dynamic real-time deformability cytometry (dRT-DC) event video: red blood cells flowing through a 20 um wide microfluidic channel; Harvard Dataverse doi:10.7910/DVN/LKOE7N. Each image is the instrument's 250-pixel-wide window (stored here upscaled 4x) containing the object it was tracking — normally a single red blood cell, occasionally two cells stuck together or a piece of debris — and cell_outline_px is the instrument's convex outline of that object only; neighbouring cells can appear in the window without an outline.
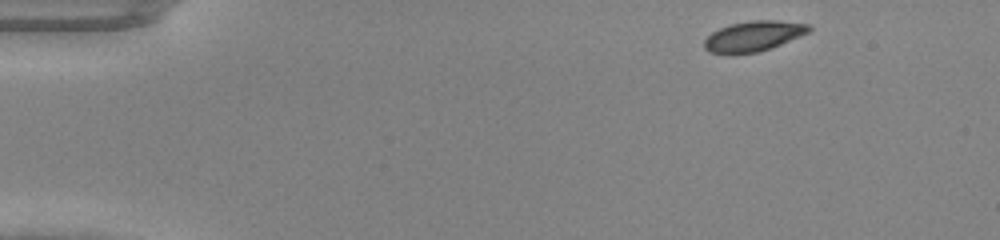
{"species": "common noctule bat (a hibernating species)", "species_latin": "Nyctalus noctula", "temperature_condition": "warm", "stored_images_in_passage": 43, "camera_frame_rate_fps": 3000, "um_per_image_px": 0.085, "animal": {"sex": "male", "body_mass_g": 20.0, "forearm_length_mm": 53.3}, "frame": {"image": 1, "passage_image": 1, "time_ms": 0.0, "image_size_px": [1000, 240], "cell_outline_px": [[812, 28], [808, 32], [800, 36], [780, 44], [756, 52], [708, 52], [704, 48], [704, 40], [712, 32], [720, 28], [732, 24], [752, 20], [776, 20], [812, 24]], "centroid_in_image_um": [64.08, 3.03], "position_along_channel_um": 20.9, "area_um2": 17.98}}
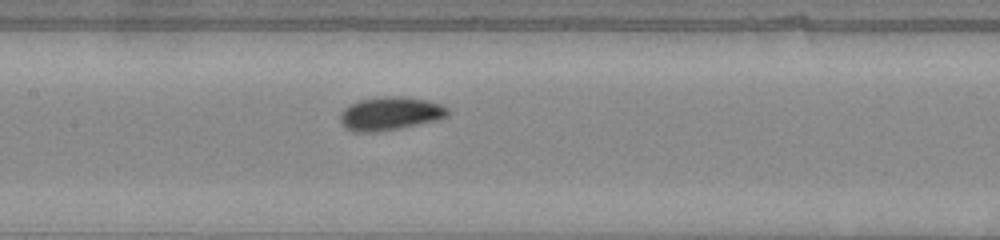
{"frame": {"image": 2, "passage_image": 19, "time_ms": 6.0, "image_size_px": [1000, 240], "cell_outline_px": [[448, 116], [436, 120], [400, 128], [376, 132], [356, 132], [344, 128], [340, 124], [340, 112], [344, 108], [360, 100], [380, 96], [404, 96], [428, 100], [440, 104], [448, 108]], "centroid_in_image_um": [33.14, 9.65], "position_along_channel_um": 174.3, "area_um2": 21.04}}
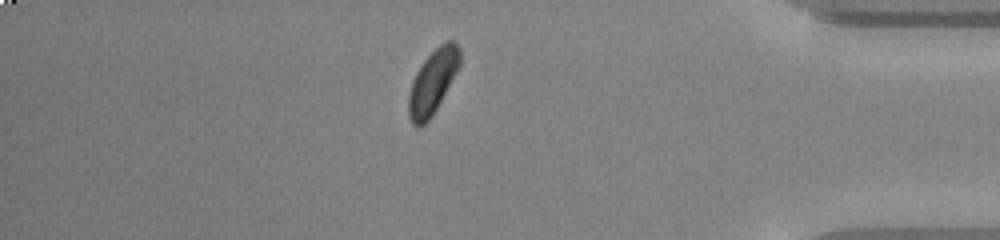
{"frame": {"image": 3, "passage_image": 37, "time_ms": 12.0, "image_size_px": [1000, 240], "cell_outline_px": [[460, 64], [456, 72], [432, 116], [424, 124], [416, 128], [412, 124], [408, 116], [408, 92], [412, 80], [416, 72], [424, 60], [440, 44], [448, 40], [452, 40], [460, 48]], "centroid_in_image_um": [36.75, 6.97], "position_along_channel_um": 398.5, "area_um2": 18.96}}